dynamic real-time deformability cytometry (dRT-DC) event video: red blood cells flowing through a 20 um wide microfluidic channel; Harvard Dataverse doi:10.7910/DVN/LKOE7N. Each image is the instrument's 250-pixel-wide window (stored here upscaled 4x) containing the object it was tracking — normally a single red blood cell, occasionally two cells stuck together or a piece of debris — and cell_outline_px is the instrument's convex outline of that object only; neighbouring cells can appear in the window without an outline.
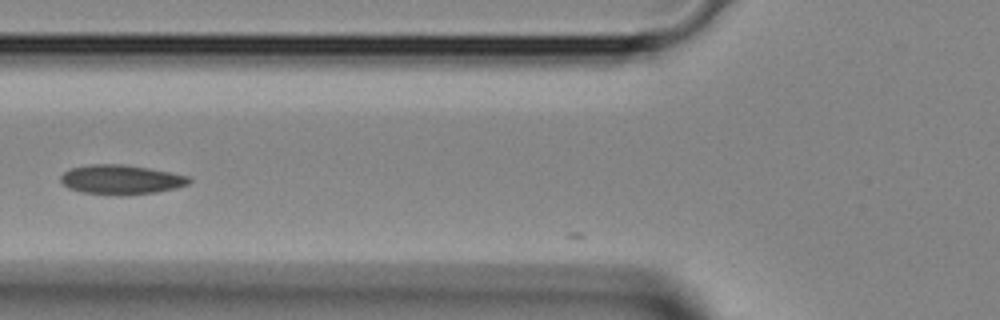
{"species": "Egyptian fruit bat (a non-hibernating species)", "species_latin": "Rousettus aegyptiacus", "temperature_condition": "room temperature", "stored_images_in_passage": 19, "camera_frame_rate_fps": 3000, "um_per_image_px": 0.085, "animal": {"sex": "female"}, "frame": {"image": 1, "passage_image": 2, "time_ms": 0.333, "image_size_px": [1000, 320], "cell_outline_px": [[192, 180], [188, 184], [176, 188], [156, 192], [80, 192], [68, 188], [60, 180], [60, 176], [64, 172], [72, 168], [92, 164], [124, 164], [148, 168], [192, 176]], "centroid_in_image_um": [10.33, 15.21], "position_along_channel_um": 115.5, "area_um2": 21.15}}
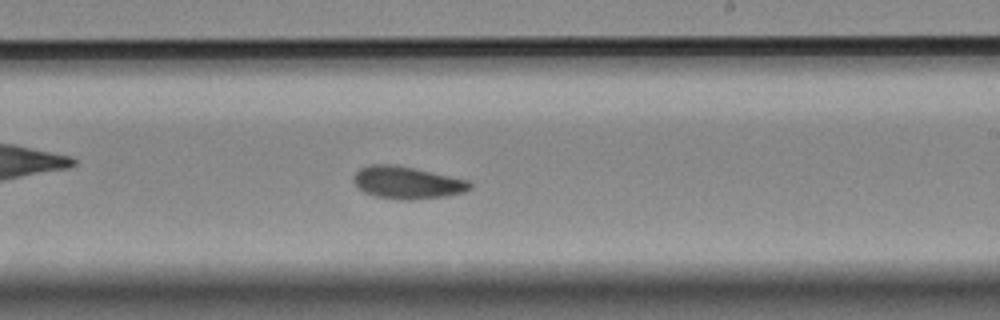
{"frame": {"image": 2, "passage_image": 11, "time_ms": 3.333, "image_size_px": [1000, 320], "cell_outline_px": [[472, 188], [464, 192], [444, 196], [412, 200], [404, 200], [376, 196], [364, 192], [356, 188], [352, 180], [352, 176], [360, 168], [368, 164], [396, 164], [416, 168], [468, 180], [472, 184]], "centroid_in_image_um": [34.56, 15.51], "position_along_channel_um": 254.4, "area_um2": 22.2}}
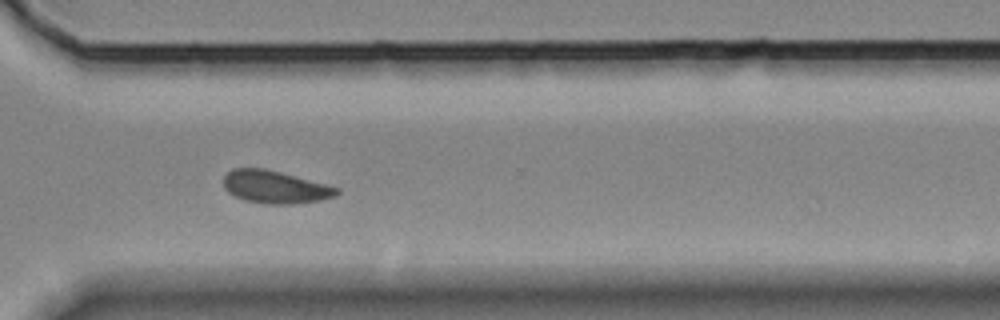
{"frame": {"image": 3, "passage_image": 17, "time_ms": 5.333, "image_size_px": [1000, 320], "cell_outline_px": [[340, 192], [336, 196], [320, 200], [288, 204], [268, 204], [244, 200], [228, 192], [224, 188], [224, 176], [232, 168], [264, 168], [328, 184], [340, 188]], "centroid_in_image_um": [23.4, 15.89], "position_along_channel_um": 347.2, "area_um2": 21.56}}